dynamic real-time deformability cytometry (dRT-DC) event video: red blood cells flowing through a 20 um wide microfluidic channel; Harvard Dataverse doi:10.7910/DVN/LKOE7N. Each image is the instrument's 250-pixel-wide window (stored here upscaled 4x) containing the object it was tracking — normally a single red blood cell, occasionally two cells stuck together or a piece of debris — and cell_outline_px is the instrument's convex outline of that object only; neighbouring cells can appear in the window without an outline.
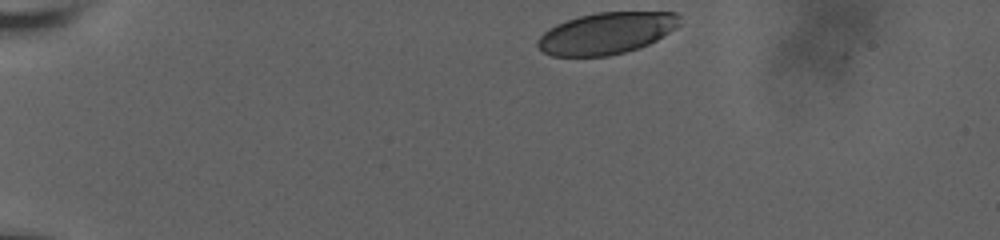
{"species": "human", "species_latin": "Homo sapiens", "temperature_condition": "room temperature", "stored_images_in_passage": 9, "camera_frame_rate_fps": 3000, "um_per_image_px": 0.085, "donor": {"sex": "male"}, "frame": {"image": 1, "passage_image": 1, "time_ms": 0.0, "image_size_px": [1000, 240], "cell_outline_px": [[680, 24], [676, 28], [656, 40], [648, 44], [624, 52], [608, 56], [552, 56], [544, 52], [536, 44], [536, 40], [548, 28], [556, 24], [580, 16], [596, 12], [676, 12], [680, 16]], "centroid_in_image_um": [51.54, 2.82], "position_along_channel_um": 33.5, "area_um2": 34.33}}
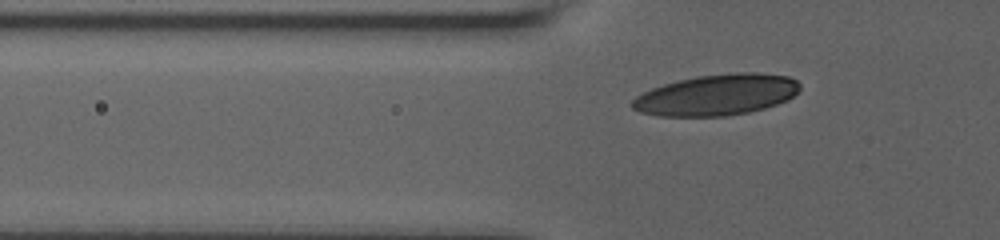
{"frame": {"image": 2, "passage_image": 7, "time_ms": 3.0, "image_size_px": [1000, 240], "cell_outline_px": [[800, 88], [788, 100], [764, 108], [748, 112], [724, 116], [660, 116], [640, 112], [632, 108], [632, 100], [636, 96], [652, 88], [664, 84], [696, 76], [736, 72], [760, 72], [788, 76], [796, 80], [800, 84]], "centroid_in_image_um": [60.93, 8.06], "position_along_channel_um": 64.9, "area_um2": 40.0}}